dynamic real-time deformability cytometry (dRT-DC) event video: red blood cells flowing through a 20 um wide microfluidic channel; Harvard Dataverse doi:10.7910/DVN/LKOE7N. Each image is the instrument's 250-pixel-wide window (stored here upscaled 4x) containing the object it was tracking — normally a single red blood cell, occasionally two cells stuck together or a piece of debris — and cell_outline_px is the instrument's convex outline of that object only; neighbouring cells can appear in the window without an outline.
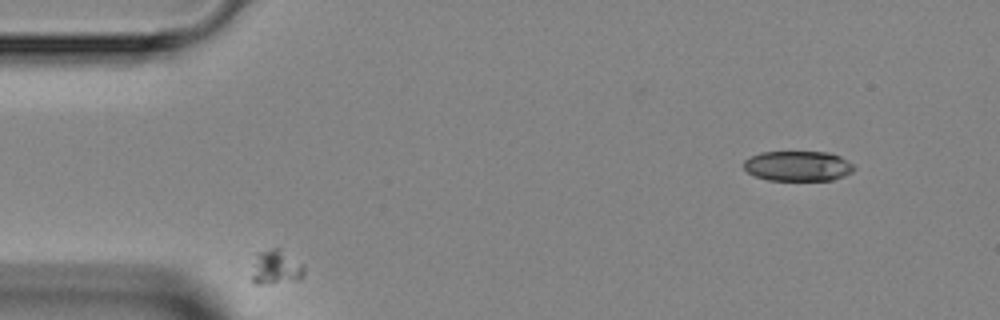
{"species": "Egyptian fruit bat (a non-hibernating species)", "species_latin": "Rousettus aegyptiacus", "temperature_condition": "room temperature", "stored_images_in_passage": 3, "segment_of_instrument_passage": [2, 2], "camera_frame_rate_fps": 3000, "um_per_image_px": 0.085, "animal": {"sex": "female"}, "frame": {"image": 1, "passage_image": 2, "time_ms": 1.0, "image_size_px": [1000, 320], "cell_outline_px": [[304, 276], [300, 280], [260, 284], [256, 284], [252, 280], [252, 276], [256, 252], [272, 248], [280, 248], [304, 264]], "centroid_in_image_um": [23.49, 22.71], "position_along_channel_um": 61.5, "area_um2": 10.64}}